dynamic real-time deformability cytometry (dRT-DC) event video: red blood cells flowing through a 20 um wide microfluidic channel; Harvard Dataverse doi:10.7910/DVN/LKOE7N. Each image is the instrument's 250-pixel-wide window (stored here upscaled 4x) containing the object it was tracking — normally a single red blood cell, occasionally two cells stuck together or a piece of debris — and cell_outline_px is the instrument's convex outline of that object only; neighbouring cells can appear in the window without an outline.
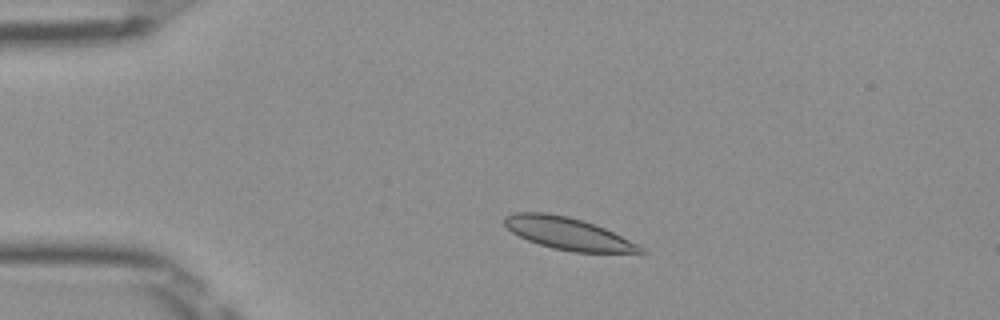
{"species": "Egyptian fruit bat (a non-hibernating species)", "species_latin": "Rousettus aegyptiacus", "temperature_condition": "room temperature", "stored_images_in_passage": 46, "camera_frame_rate_fps": 3000, "um_per_image_px": 0.085, "frame": {"image": 1, "passage_image": 6, "time_ms": 1.667, "image_size_px": [1000, 320], "cell_outline_px": [[648, 252], [572, 252], [552, 248], [528, 240], [512, 232], [504, 224], [504, 216], [512, 212], [544, 212], [568, 216], [604, 228], [644, 248]], "centroid_in_image_um": [48.21, 19.84], "position_along_channel_um": 36.8, "area_um2": 25.03}}
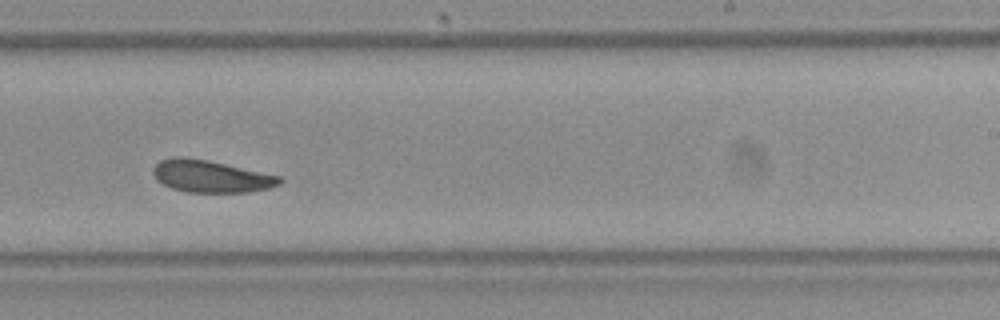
{"frame": {"image": 2, "passage_image": 27, "time_ms": 8.667, "image_size_px": [1000, 320], "cell_outline_px": [[284, 180], [280, 184], [268, 188], [248, 192], [188, 192], [172, 188], [156, 180], [152, 172], [152, 168], [160, 160], [172, 156], [184, 156], [208, 160], [280, 176]], "centroid_in_image_um": [17.89, 14.97], "position_along_channel_um": 271.1, "area_um2": 23.76}}
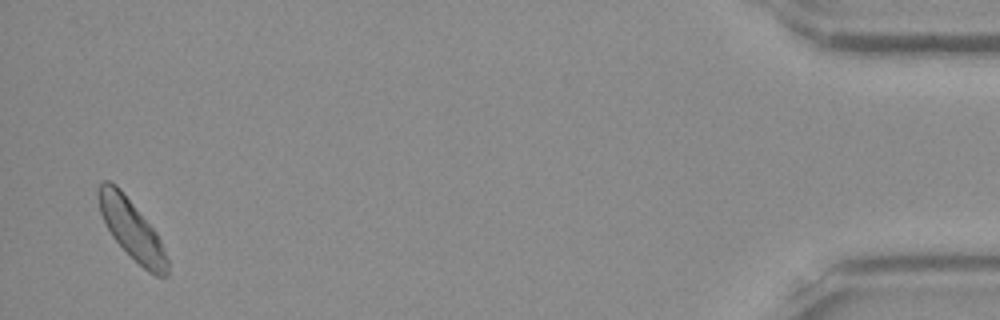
{"frame": {"image": 3, "passage_image": 45, "time_ms": 14.667, "image_size_px": [1000, 320], "cell_outline_px": [[168, 276], [156, 276], [148, 272], [112, 236], [100, 212], [96, 196], [96, 192], [100, 184], [104, 180], [108, 180], [116, 184], [120, 188], [156, 232], [160, 240], [168, 260]], "centroid_in_image_um": [11.18, 19.46], "position_along_channel_um": 424.0, "area_um2": 23.47}, "authors_computed_cell_mechanics": {"area_um2": 24.3338, "velocity_mm_per_s": 3.9241, "shape_relaxation_time_tau1_ms": 2.9022, "shape_relaxation_time_tau2_ms": 2.1062, "deformation_change_tau1": 0.0973, "deformation_change_tau2": 0.0593}}